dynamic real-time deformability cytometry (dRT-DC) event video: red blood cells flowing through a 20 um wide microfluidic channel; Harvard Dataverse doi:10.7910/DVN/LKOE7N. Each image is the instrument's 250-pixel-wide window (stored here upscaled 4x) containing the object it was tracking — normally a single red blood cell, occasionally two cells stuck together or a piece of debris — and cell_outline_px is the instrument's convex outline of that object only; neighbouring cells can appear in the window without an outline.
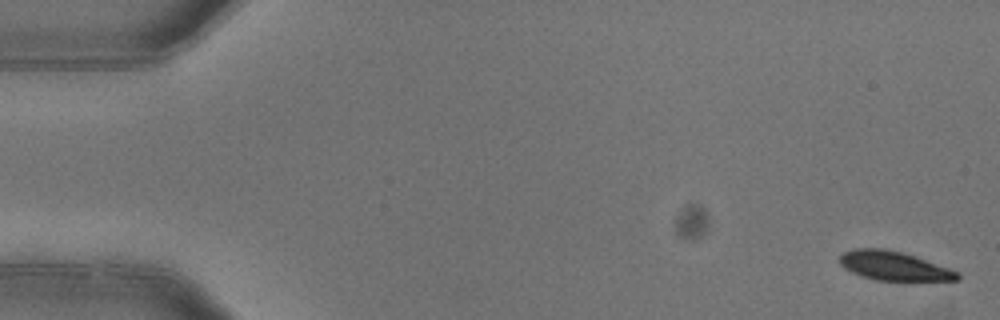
{"species": "common noctule bat (a hibernating species)", "species_latin": "Nyctalus noctula", "temperature_condition": "warm", "stored_images_in_passage": 4, "camera_frame_rate_fps": 3000, "um_per_image_px": 0.085, "animal": {"sex": "female"}, "frame": {"image": 1, "passage_image": 1, "time_ms": 0.0, "image_size_px": [1000, 320], "cell_outline_px": [[960, 280], [876, 280], [860, 276], [844, 268], [840, 264], [840, 252], [852, 248], [884, 248], [900, 252], [960, 272]], "centroid_in_image_um": [75.91, 22.59], "position_along_channel_um": 9.1, "area_um2": 19.71}}
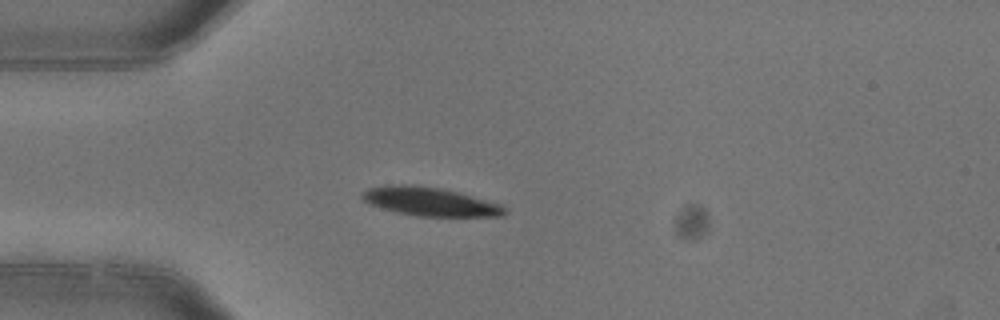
{"frame": {"image": 2, "passage_image": 4, "time_ms": 1.0, "image_size_px": [1000, 320], "cell_outline_px": [[508, 212], [504, 216], [416, 216], [396, 212], [380, 208], [368, 204], [360, 196], [360, 192], [368, 188], [396, 184], [416, 184], [440, 188], [472, 196], [500, 204]], "centroid_in_image_um": [36.49, 17.13], "position_along_channel_um": 48.5, "area_um2": 23.81}}